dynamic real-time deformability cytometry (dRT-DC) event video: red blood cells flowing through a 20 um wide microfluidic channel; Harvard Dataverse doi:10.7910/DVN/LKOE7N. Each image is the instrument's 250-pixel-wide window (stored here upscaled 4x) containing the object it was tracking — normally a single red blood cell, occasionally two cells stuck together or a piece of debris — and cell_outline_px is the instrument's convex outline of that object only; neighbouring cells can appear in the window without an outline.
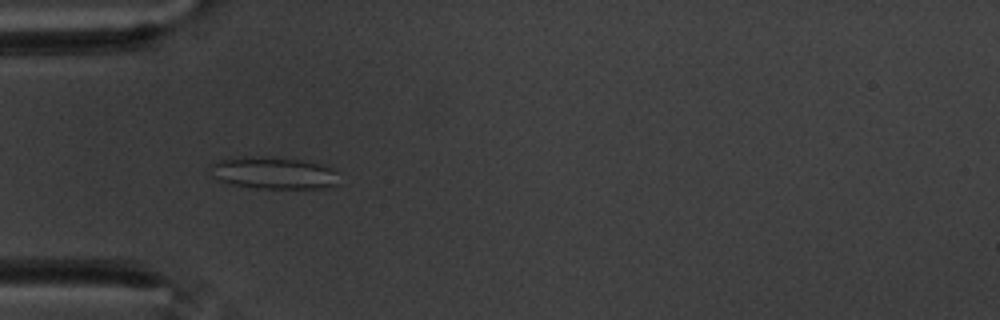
{"species": "common noctule bat (a hibernating species)", "species_latin": "Nyctalus noctula", "temperature_condition": "warm", "stored_images_in_passage": 42, "camera_frame_rate_fps": 3000, "um_per_image_px": 0.085, "animal": {"sex": "male", "body_mass_g": 20.1, "forearm_length_mm": 53.5}, "frame": {"image": 1, "passage_image": 2, "time_ms": 0.333, "image_size_px": [1000, 320], "cell_outline_px": [[340, 184], [320, 188], [256, 188], [232, 184], [220, 180], [212, 176], [208, 164], [220, 160], [244, 156], [272, 156], [304, 160], [324, 164], [332, 168], [336, 172]], "centroid_in_image_um": [23.27, 14.68], "position_along_channel_um": 61.7, "area_um2": 24.45}}
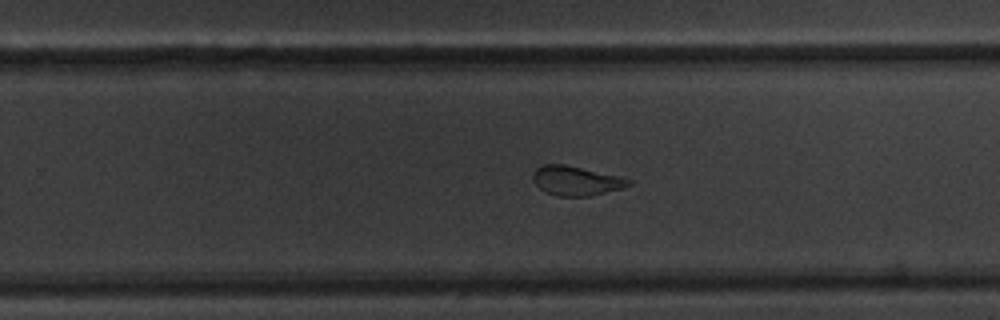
{"frame": {"image": 2, "passage_image": 21, "time_ms": 6.667, "image_size_px": [1000, 320], "cell_outline_px": [[632, 184], [620, 188], [588, 196], [556, 196], [544, 192], [532, 180], [532, 176], [536, 168], [544, 164], [564, 164], [620, 176], [632, 180]], "centroid_in_image_um": [48.93, 15.36], "position_along_channel_um": 280.9, "area_um2": 16.3}}
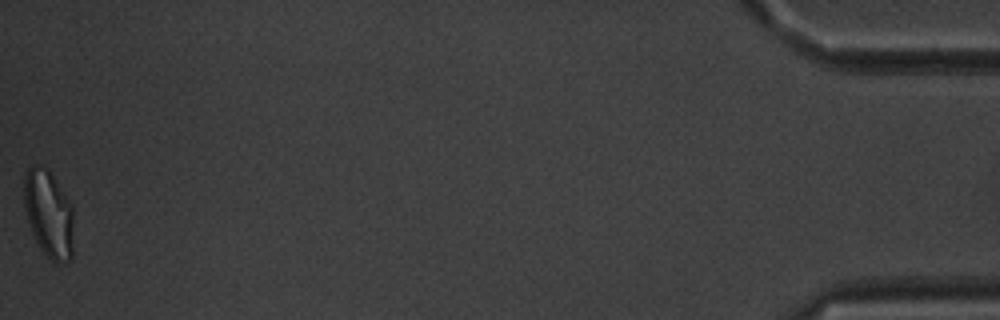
{"frame": {"image": 3, "passage_image": 42, "time_ms": 13.667, "image_size_px": [1000, 320], "cell_outline_px": [[72, 260], [64, 264], [56, 264], [40, 248], [32, 232], [28, 220], [24, 204], [24, 176], [28, 168], [32, 164], [36, 164], [48, 168], [68, 200], [72, 208]], "centroid_in_image_um": [4.13, 18.18], "position_along_channel_um": 431.1, "area_um2": 25.14}, "authors_computed_cell_mechanics": {"area_um2": 18.1492, "velocity_mm_per_s": 3.4893, "shape_relaxation_time_tau1_ms": 6.0957, "shape_relaxation_time_tau2_ms": 1.6525, "deformation_change_tau1": 0.1666, "deformation_change_tau2": 0.0809}}